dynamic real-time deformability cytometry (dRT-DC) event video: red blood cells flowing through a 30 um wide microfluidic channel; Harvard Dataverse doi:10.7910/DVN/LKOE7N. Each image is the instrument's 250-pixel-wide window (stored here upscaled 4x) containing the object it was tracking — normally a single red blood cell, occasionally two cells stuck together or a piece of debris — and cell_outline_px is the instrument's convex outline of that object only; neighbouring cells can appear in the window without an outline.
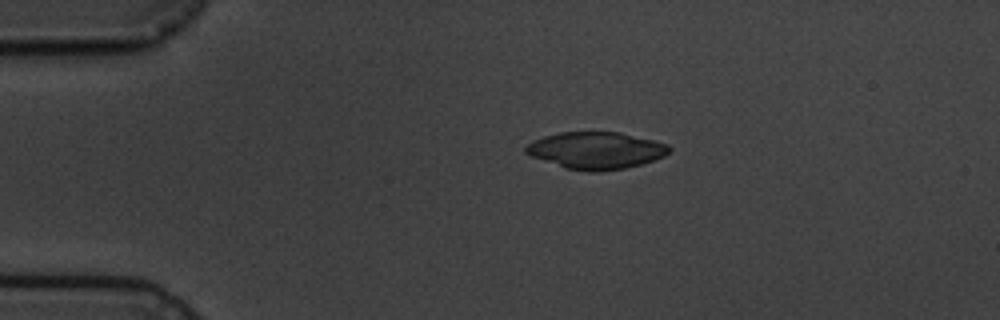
{"species": "common noctule bat (a hibernating species)", "species_latin": "Nyctalus noctula", "temperature_condition": "cold", "stored_images_in_passage": 7, "camera_frame_rate_fps": 3000, "um_per_image_px": 0.085, "animal": {"sex": "male", "body_mass_g": 19.5, "forearm_length_mm": 54.6}, "frame": {"image": 1, "passage_image": 1, "time_ms": 0.0, "image_size_px": [1000, 320], "cell_outline_px": [[672, 148], [664, 156], [640, 164], [624, 168], [596, 172], [588, 172], [564, 168], [532, 156], [524, 152], [524, 148], [532, 140], [544, 136], [560, 132], [620, 132], [668, 144]], "centroid_in_image_um": [50.63, 12.78], "position_along_channel_um": 34.4, "area_um2": 30.81}}